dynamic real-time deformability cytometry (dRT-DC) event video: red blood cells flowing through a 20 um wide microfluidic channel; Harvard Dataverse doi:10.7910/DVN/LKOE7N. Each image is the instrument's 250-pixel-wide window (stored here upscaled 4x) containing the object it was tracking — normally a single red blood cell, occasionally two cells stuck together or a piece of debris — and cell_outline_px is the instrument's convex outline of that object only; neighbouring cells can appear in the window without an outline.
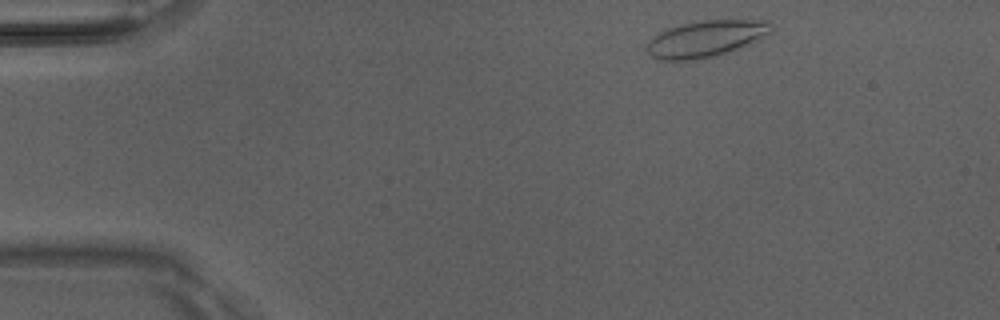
{"species": "Egyptian fruit bat (a non-hibernating species)", "species_latin": "Rousettus aegyptiacus", "temperature_condition": "room temperature", "stored_images_in_passage": 46, "camera_frame_rate_fps": 3000, "um_per_image_px": 0.085, "animal": {"sex": "male"}, "frame": {"image": 1, "passage_image": 2, "time_ms": 0.333, "image_size_px": [1000, 320], "cell_outline_px": [[772, 32], [760, 40], [716, 56], [692, 60], [656, 60], [644, 48], [648, 40], [652, 36], [668, 28], [680, 24], [704, 20], [768, 20], [772, 24]], "centroid_in_image_um": [59.99, 3.29], "position_along_channel_um": 25.0, "area_um2": 26.7}}
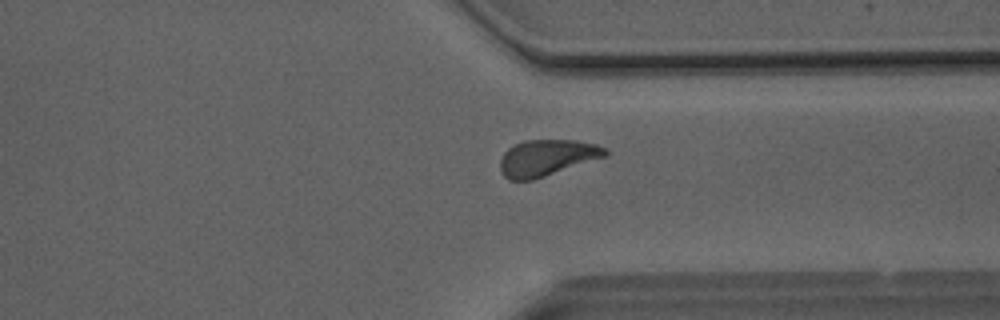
{"frame": {"image": 2, "passage_image": 33, "time_ms": 10.667, "image_size_px": [1000, 320], "cell_outline_px": [[608, 156], [532, 180], [508, 180], [504, 176], [500, 168], [500, 160], [504, 152], [508, 148], [524, 140], [576, 140], [596, 144], [608, 148]], "centroid_in_image_um": [46.51, 13.4], "position_along_channel_um": 364.9, "area_um2": 22.31}}
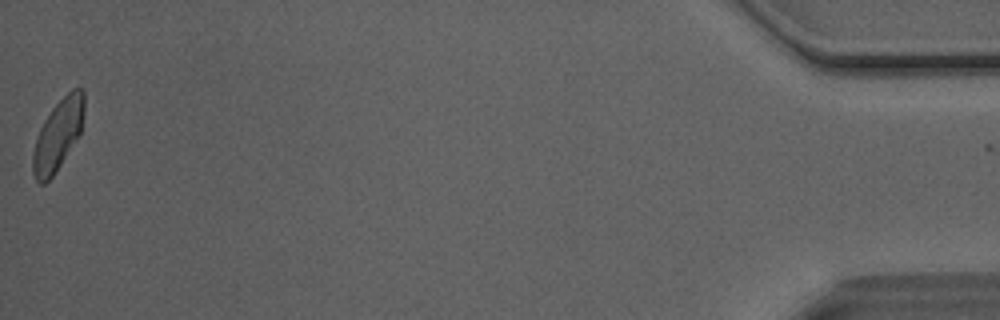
{"frame": {"image": 3, "passage_image": 45, "time_ms": 14.667, "image_size_px": [1000, 320], "cell_outline_px": [[84, 116], [80, 132], [60, 164], [52, 176], [44, 184], [40, 184], [36, 180], [32, 172], [32, 156], [36, 140], [40, 128], [44, 120], [52, 108], [72, 88], [80, 88], [84, 92]], "centroid_in_image_um": [4.92, 11.45], "position_along_channel_um": 430.3, "area_um2": 20.69}, "authors_computed_cell_mechanics": {"area_um2": 22.1374, "velocity_mm_per_s": 4.0543, "shape_relaxation_time_tau1_ms": 3.1883, "shape_relaxation_time_tau2_ms": 1.6509, "deformation_change_tau1": 0.1232, "deformation_change_tau2": 0.0514}}